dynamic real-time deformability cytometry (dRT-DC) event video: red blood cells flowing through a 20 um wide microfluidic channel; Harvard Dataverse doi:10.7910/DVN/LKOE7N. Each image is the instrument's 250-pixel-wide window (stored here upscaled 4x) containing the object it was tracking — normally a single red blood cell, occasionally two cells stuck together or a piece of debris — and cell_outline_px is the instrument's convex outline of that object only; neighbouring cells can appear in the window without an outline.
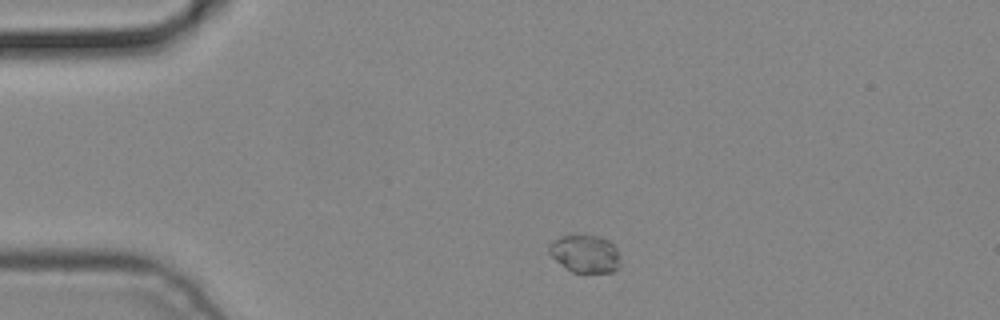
{"species": "common noctule bat (a hibernating species)", "species_latin": "Nyctalus noctula", "temperature_condition": "cold", "stored_images_in_passage": 2, "camera_frame_rate_fps": 3000, "um_per_image_px": 0.085, "animal": {"sex": "male", "body_mass_g": 19.2, "forearm_length_mm": 51.8}, "frame": {"image": 1, "passage_image": 1, "time_ms": 0.0, "image_size_px": [1000, 320], "cell_outline_px": [[620, 264], [612, 272], [572, 272], [556, 260], [548, 252], [548, 244], [572, 232], [596, 236], [608, 240], [616, 248]], "centroid_in_image_um": [49.71, 21.53], "position_along_channel_um": 35.3, "area_um2": 15.66}}